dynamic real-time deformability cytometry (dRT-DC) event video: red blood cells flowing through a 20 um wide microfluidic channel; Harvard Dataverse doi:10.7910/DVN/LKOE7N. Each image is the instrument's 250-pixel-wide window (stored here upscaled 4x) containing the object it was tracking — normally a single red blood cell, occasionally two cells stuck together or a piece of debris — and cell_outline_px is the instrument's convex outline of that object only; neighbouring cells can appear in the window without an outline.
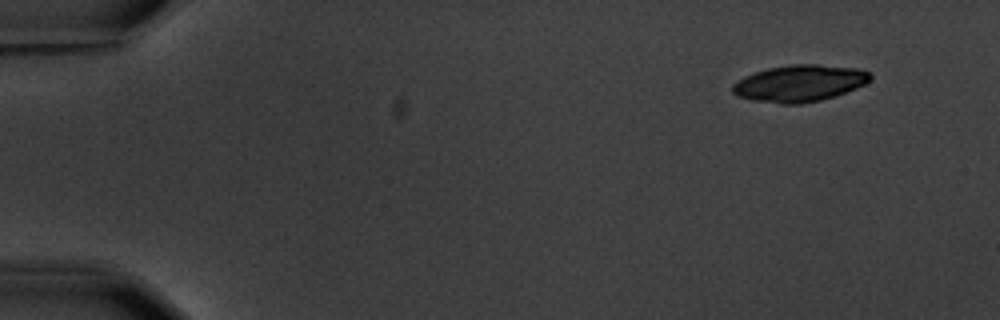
{"species": "common noctule bat (a hibernating species)", "species_latin": "Nyctalus noctula", "temperature_condition": "warm", "stored_images_in_passage": 6, "camera_frame_rate_fps": 3000, "um_per_image_px": 0.085, "animal": {"sex": "male", "body_mass_g": 20.1, "forearm_length_mm": 53.5}, "frame": {"image": 1, "passage_image": 1, "time_ms": 0.0, "image_size_px": [1000, 320], "cell_outline_px": [[872, 76], [864, 84], [856, 88], [836, 96], [820, 100], [800, 104], [780, 104], [752, 100], [736, 96], [732, 92], [732, 84], [744, 76], [768, 68], [792, 64], [816, 64], [856, 68], [868, 72]], "centroid_in_image_um": [67.92, 7.09], "position_along_channel_um": 17.1, "area_um2": 29.42}}